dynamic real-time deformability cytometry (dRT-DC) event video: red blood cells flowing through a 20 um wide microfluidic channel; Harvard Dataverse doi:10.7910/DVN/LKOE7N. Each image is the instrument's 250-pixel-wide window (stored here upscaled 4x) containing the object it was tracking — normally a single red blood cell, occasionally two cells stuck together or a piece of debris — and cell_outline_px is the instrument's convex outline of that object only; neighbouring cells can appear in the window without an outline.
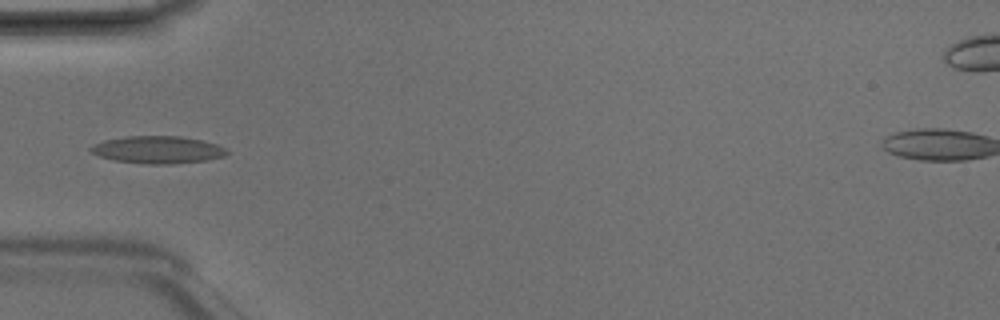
{"species": "Egyptian fruit bat (a non-hibernating species)", "species_latin": "Rousettus aegyptiacus", "temperature_condition": "room temperature", "stored_images_in_passage": 3, "camera_frame_rate_fps": 3000, "um_per_image_px": 0.085, "animal": {"sex": "male"}, "frame": {"image": 1, "passage_image": 3, "time_ms": 0.667, "image_size_px": [1000, 320], "cell_outline_px": [[228, 152], [224, 156], [208, 160], [172, 164], [148, 164], [112, 160], [100, 156], [92, 152], [88, 148], [92, 144], [104, 140], [128, 136], [180, 136], [200, 140], [216, 144], [224, 148]], "centroid_in_image_um": [13.38, 12.73], "position_along_channel_um": 71.6, "area_um2": 21.68}}